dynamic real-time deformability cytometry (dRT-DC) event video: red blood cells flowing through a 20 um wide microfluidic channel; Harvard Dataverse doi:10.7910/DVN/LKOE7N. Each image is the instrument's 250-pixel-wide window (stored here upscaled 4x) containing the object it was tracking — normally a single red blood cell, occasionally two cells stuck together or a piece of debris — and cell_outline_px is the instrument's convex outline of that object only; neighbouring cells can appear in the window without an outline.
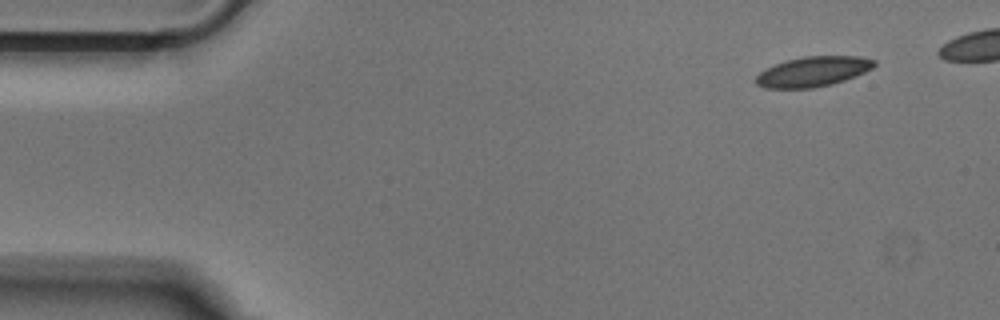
{"species": "Egyptian fruit bat (a non-hibernating species)", "species_latin": "Rousettus aegyptiacus", "temperature_condition": "cold", "stored_images_in_passage": 43, "camera_frame_rate_fps": 3000, "um_per_image_px": 0.085, "animal": {"sex": "male"}, "frame": {"image": 1, "passage_image": 1, "time_ms": 0.0, "image_size_px": [1000, 320], "cell_outline_px": [[876, 64], [872, 68], [856, 76], [832, 84], [812, 88], [764, 88], [756, 84], [756, 76], [764, 68], [788, 60], [804, 56], [860, 56], [876, 60]], "centroid_in_image_um": [69.11, 6.08], "position_along_channel_um": 15.9, "area_um2": 20.69}}
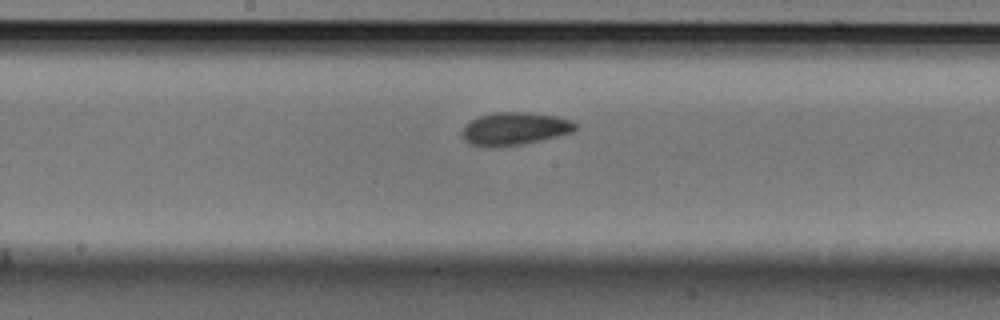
{"frame": {"image": 2, "passage_image": 23, "time_ms": 7.333, "image_size_px": [1000, 320], "cell_outline_px": [[576, 128], [572, 132], [540, 140], [520, 144], [472, 144], [464, 140], [464, 124], [476, 116], [496, 112], [528, 112], [560, 116], [572, 120], [576, 124]], "centroid_in_image_um": [43.8, 10.87], "position_along_channel_um": 204.4, "area_um2": 20.98}}
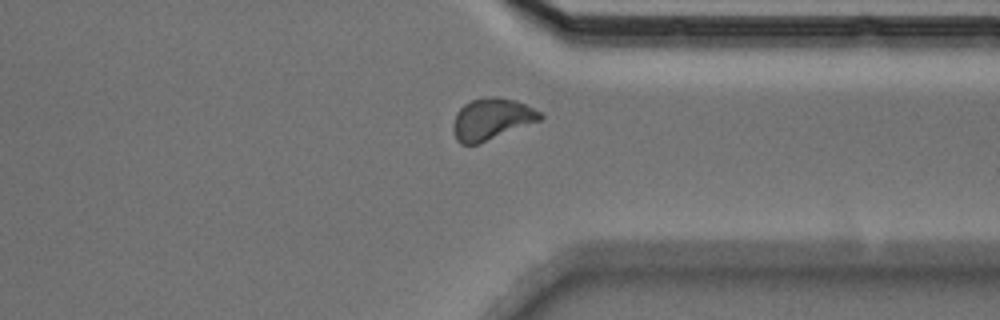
{"frame": {"image": 3, "passage_image": 36, "time_ms": 11.667, "image_size_px": [1000, 320], "cell_outline_px": [[544, 116], [540, 120], [480, 144], [460, 144], [456, 140], [452, 128], [452, 124], [456, 112], [464, 104], [472, 100], [484, 96], [496, 96], [516, 100], [540, 112]], "centroid_in_image_um": [41.75, 10.12], "position_along_channel_um": 369.7, "area_um2": 21.21}}